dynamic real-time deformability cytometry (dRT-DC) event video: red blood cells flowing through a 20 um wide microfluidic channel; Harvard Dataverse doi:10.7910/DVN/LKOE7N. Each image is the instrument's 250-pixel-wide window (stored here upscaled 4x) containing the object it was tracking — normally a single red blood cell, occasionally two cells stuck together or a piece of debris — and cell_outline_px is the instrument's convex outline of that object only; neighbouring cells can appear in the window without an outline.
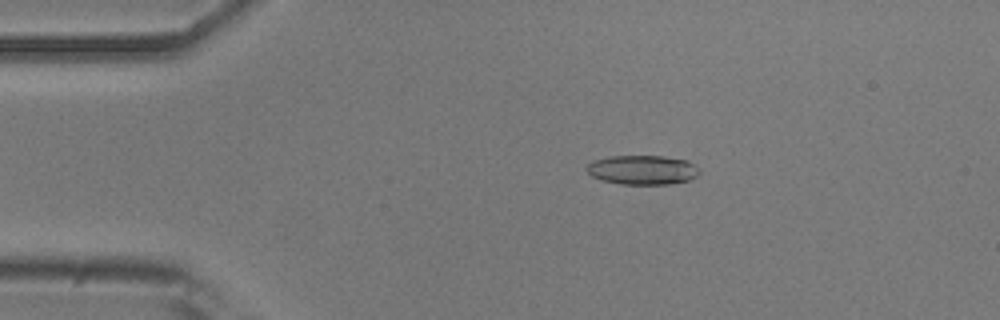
{"species": "common noctule bat (a hibernating species)", "species_latin": "Nyctalus noctula", "temperature_condition": "room temperature", "stored_images_in_passage": 54, "camera_frame_rate_fps": 3000, "um_per_image_px": 0.085, "animal": {"sex": "male", "body_mass_g": 20.5, "forearm_length_mm": 52.5}, "frame": {"image": 1, "passage_image": 10, "time_ms": 3.0, "image_size_px": [1000, 320], "cell_outline_px": [[700, 172], [692, 180], [668, 184], [620, 184], [600, 180], [592, 176], [584, 168], [588, 164], [596, 160], [608, 156], [664, 156], [688, 160]], "centroid_in_image_um": [54.6, 14.44], "position_along_channel_um": 30.4, "area_um2": 19.31}}
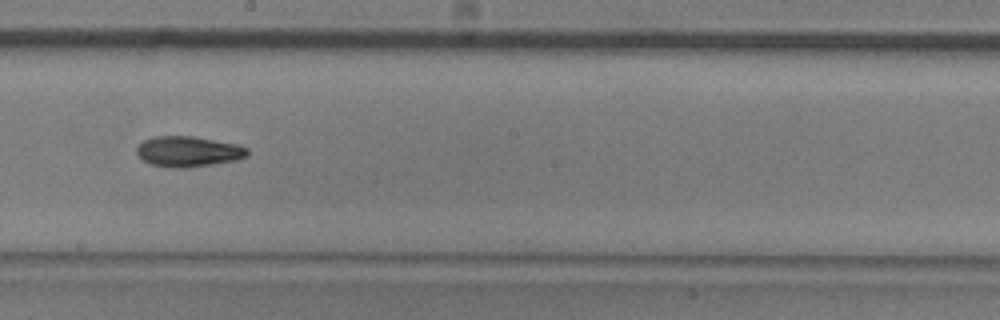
{"frame": {"image": 2, "passage_image": 30, "time_ms": 9.667, "image_size_px": [1000, 320], "cell_outline_px": [[248, 156], [236, 160], [188, 168], [172, 168], [148, 164], [140, 160], [136, 152], [136, 148], [144, 140], [152, 136], [192, 136], [240, 144], [248, 148]], "centroid_in_image_um": [15.98, 12.88], "position_along_channel_um": 232.2, "area_um2": 20.06}}
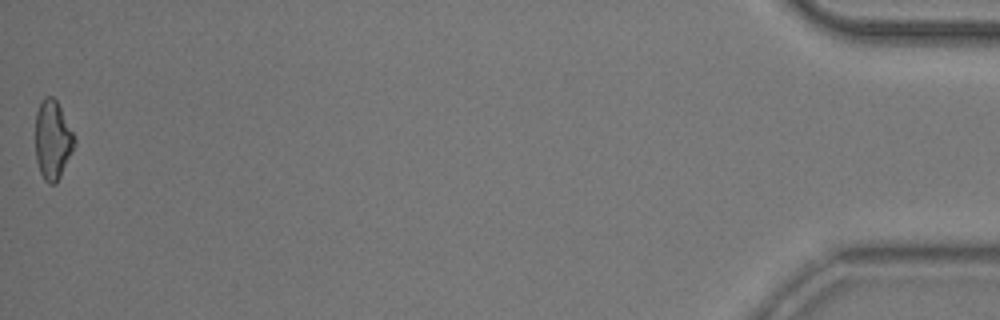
{"frame": {"image": 3, "passage_image": 54, "time_ms": 17.667, "image_size_px": [1000, 320], "cell_outline_px": [[76, 144], [56, 184], [48, 184], [44, 180], [40, 172], [36, 160], [36, 112], [44, 96], [52, 96], [56, 100], [76, 140]], "centroid_in_image_um": [4.47, 11.92], "position_along_channel_um": 430.7, "area_um2": 17.74}, "authors_computed_cell_mechanics": {"area_um2": 19.074, "velocity_mm_per_s": 3.7229, "shape_relaxation_time_tau1_ms": 4.6701, "shape_relaxation_time_tau2_ms": 10.9312, "deformation_change_tau1": 0.1376, "deformation_change_tau2": 0.2299}}